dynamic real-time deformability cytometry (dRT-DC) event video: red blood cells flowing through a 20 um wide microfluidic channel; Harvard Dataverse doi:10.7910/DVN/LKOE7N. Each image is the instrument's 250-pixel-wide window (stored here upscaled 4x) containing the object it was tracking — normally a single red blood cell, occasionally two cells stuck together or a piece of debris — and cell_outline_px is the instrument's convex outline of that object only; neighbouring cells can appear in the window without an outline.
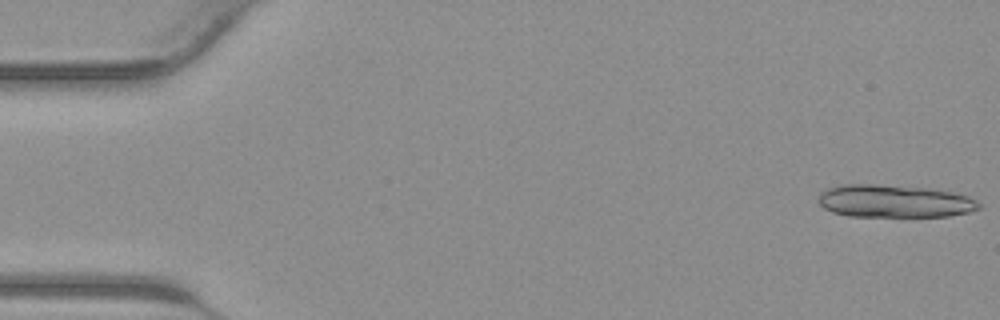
{"species": "common noctule bat (a hibernating species)", "species_latin": "Nyctalus noctula", "temperature_condition": "warm", "stored_images_in_passage": 10, "camera_frame_rate_fps": 3000, "um_per_image_px": 0.085, "animal": {"sex": "male", "body_mass_g": 23.1, "forearm_length_mm": 52.7}, "frame": {"image": 1, "passage_image": 1, "time_ms": 0.0, "image_size_px": [1000, 320], "cell_outline_px": [[980, 208], [968, 212], [948, 216], [848, 216], [832, 212], [824, 208], [820, 204], [820, 192], [828, 188], [840, 184], [876, 184], [924, 188], [952, 192], [968, 196], [976, 200], [980, 204]], "centroid_in_image_um": [76.0, 17.1], "position_along_channel_um": 9.0, "area_um2": 30.4}}